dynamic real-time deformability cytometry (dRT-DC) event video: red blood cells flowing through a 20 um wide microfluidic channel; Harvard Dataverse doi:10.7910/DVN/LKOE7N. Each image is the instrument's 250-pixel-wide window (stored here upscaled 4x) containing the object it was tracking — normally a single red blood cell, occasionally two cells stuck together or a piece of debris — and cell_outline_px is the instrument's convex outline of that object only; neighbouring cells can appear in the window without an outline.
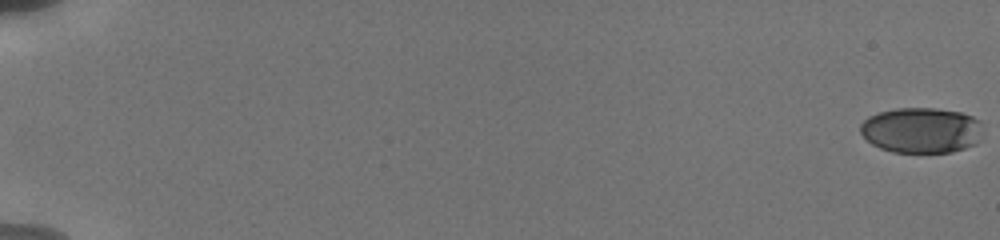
{"species": "human", "species_latin": "Homo sapiens", "temperature_condition": "cold", "stored_images_in_passage": 24, "camera_frame_rate_fps": 3000, "um_per_image_px": 0.085, "donor": {"sex": "male"}, "frame": {"image": 1, "passage_image": 1, "time_ms": 0.0, "image_size_px": [1000, 240], "cell_outline_px": [[984, 132], [976, 144], [952, 152], [892, 152], [880, 148], [872, 144], [860, 132], [860, 124], [868, 116], [880, 112], [896, 108], [936, 108], [960, 112], [972, 116], [980, 120]], "centroid_in_image_um": [78.35, 11.07], "position_along_channel_um": 6.7, "area_um2": 32.77}}
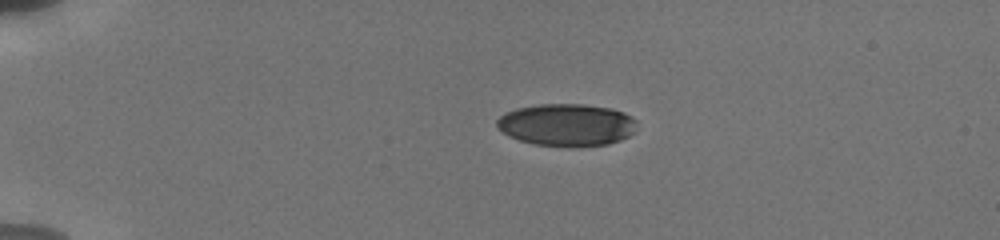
{"frame": {"image": 2, "passage_image": 16, "time_ms": 4.667, "image_size_px": [1000, 240], "cell_outline_px": [[636, 132], [620, 140], [608, 144], [572, 148], [568, 148], [536, 144], [520, 140], [508, 136], [496, 128], [496, 120], [504, 112], [516, 108], [540, 104], [584, 104], [612, 108], [624, 112], [632, 116], [636, 120]], "centroid_in_image_um": [48.18, 10.62], "position_along_channel_um": 36.8, "area_um2": 35.2}}